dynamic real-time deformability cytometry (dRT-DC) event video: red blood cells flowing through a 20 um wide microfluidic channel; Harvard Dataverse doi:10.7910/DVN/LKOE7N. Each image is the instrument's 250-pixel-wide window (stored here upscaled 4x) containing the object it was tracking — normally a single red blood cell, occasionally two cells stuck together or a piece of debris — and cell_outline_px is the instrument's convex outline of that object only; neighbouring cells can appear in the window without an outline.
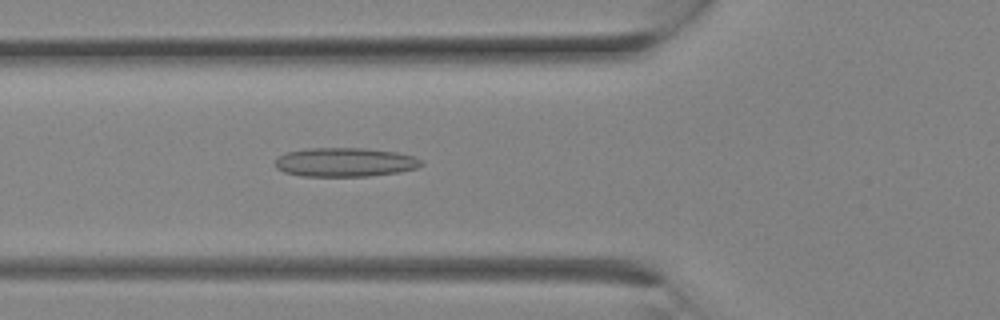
{"species": "Egyptian fruit bat (a non-hibernating species)", "species_latin": "Rousettus aegyptiacus", "temperature_condition": "room temperature", "stored_images_in_passage": 9, "camera_frame_rate_fps": 3000, "um_per_image_px": 0.085, "animal": {"sex": "female"}, "frame": {"image": 1, "passage_image": 9, "time_ms": 2.667, "image_size_px": [1000, 320], "cell_outline_px": [[424, 164], [416, 168], [400, 172], [368, 176], [300, 176], [284, 172], [276, 168], [276, 160], [284, 152], [308, 148], [364, 148], [396, 152], [416, 156]], "centroid_in_image_um": [29.33, 13.78], "position_along_channel_um": 96.5, "area_um2": 24.8}}